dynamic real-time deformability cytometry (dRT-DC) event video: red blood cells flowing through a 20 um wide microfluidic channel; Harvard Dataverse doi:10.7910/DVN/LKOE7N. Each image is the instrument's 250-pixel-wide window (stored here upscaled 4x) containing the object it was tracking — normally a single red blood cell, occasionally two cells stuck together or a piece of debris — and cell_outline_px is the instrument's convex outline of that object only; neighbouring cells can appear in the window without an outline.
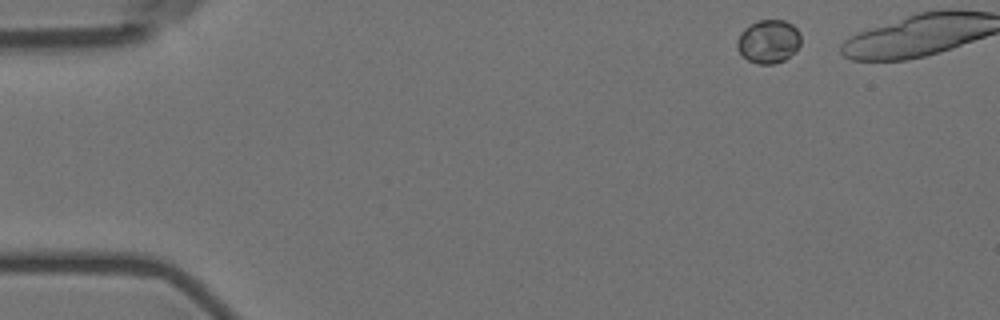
{"species": "Egyptian fruit bat (a non-hibernating species)", "species_latin": "Rousettus aegyptiacus", "temperature_condition": "room temperature", "stored_images_in_passage": 5, "camera_frame_rate_fps": 3000, "um_per_image_px": 0.085, "animal": {"sex": "female"}, "frame": {"image": 1, "passage_image": 1, "time_ms": 0.0, "image_size_px": [1000, 320], "cell_outline_px": [[800, 44], [796, 52], [784, 60], [772, 64], [756, 64], [748, 60], [736, 48], [736, 40], [740, 32], [744, 28], [756, 20], [784, 20], [792, 24], [800, 32]], "centroid_in_image_um": [65.31, 3.52], "position_along_channel_um": 19.7, "area_um2": 16.36}}